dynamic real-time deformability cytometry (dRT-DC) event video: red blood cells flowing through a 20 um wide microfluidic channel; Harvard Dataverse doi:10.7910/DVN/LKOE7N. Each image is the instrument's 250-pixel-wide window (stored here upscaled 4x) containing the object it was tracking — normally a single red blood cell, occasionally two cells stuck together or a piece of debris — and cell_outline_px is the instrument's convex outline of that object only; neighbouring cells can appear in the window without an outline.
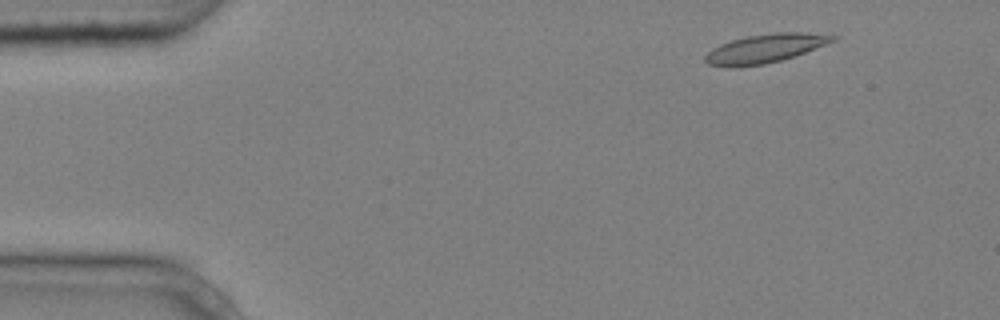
{"species": "common noctule bat (a hibernating species)", "species_latin": "Nyctalus noctula", "temperature_condition": "cold", "stored_images_in_passage": 8, "camera_frame_rate_fps": 3000, "um_per_image_px": 0.085, "animal": {"sex": "male", "body_mass_g": 20.4}, "frame": {"image": 1, "passage_image": 1, "time_ms": 0.0, "image_size_px": [1000, 320], "cell_outline_px": [[840, 36], [836, 40], [804, 52], [780, 60], [764, 64], [732, 68], [708, 64], [704, 60], [704, 56], [712, 48], [720, 44], [732, 40], [748, 36], [776, 32], [808, 32]], "centroid_in_image_um": [65.01, 4.12], "position_along_channel_um": 20.0, "area_um2": 21.27}}
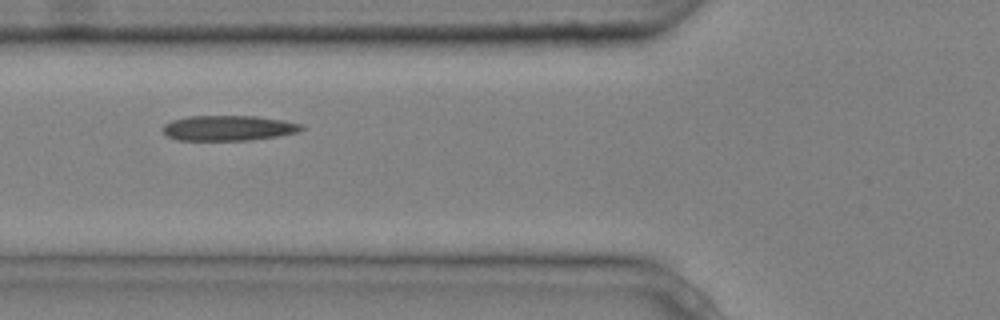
{"frame": {"image": 2, "passage_image": 5, "time_ms": 1.333, "image_size_px": [1000, 320], "cell_outline_px": [[304, 128], [296, 132], [276, 136], [252, 140], [176, 140], [168, 136], [160, 128], [164, 124], [172, 120], [188, 116], [256, 116], [284, 120], [300, 124]], "centroid_in_image_um": [19.36, 10.88], "position_along_channel_um": 106.4, "area_um2": 20.35}}
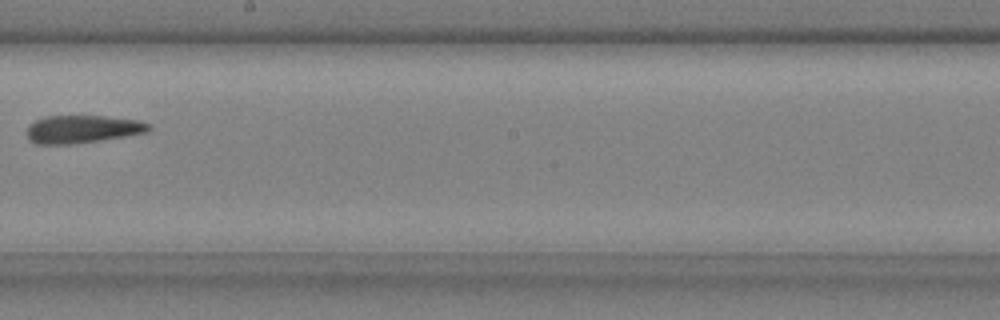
{"frame": {"image": 3, "passage_image": 8, "time_ms": 2.333, "image_size_px": [1000, 320], "cell_outline_px": [[152, 128], [144, 132], [124, 136], [72, 144], [36, 144], [28, 136], [28, 124], [44, 116], [104, 116], [140, 120], [152, 124]], "centroid_in_image_um": [7.02, 10.96], "position_along_channel_um": 241.2, "area_um2": 19.59}}